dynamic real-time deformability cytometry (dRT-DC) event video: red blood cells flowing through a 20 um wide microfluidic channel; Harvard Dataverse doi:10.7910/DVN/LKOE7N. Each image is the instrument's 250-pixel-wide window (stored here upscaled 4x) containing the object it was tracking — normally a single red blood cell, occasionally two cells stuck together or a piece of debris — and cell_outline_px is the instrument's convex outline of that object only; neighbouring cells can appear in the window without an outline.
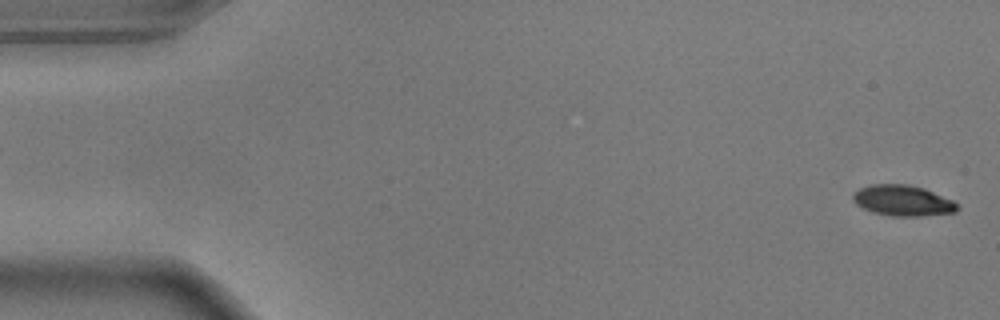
{"species": "common noctule bat (a hibernating species)", "species_latin": "Nyctalus noctula", "temperature_condition": "warm", "stored_images_in_passage": 55, "camera_frame_rate_fps": 3000, "um_per_image_px": 0.085, "animal": {"sex": "male", "body_mass_g": 17.9}, "frame": {"image": 1, "passage_image": 1, "time_ms": 0.0, "image_size_px": [1000, 320], "cell_outline_px": [[960, 208], [956, 212], [920, 216], [892, 216], [876, 212], [864, 208], [856, 204], [852, 200], [852, 192], [860, 188], [872, 184], [908, 184], [924, 188], [952, 200]], "centroid_in_image_um": [76.72, 17.04], "position_along_channel_um": 8.3, "area_um2": 18.61}}
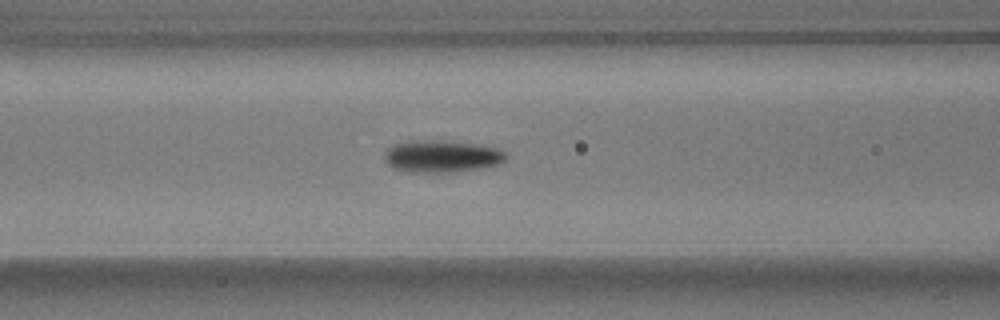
{"frame": {"image": 2, "passage_image": 22, "time_ms": 7.0, "image_size_px": [1000, 320], "cell_outline_px": [[508, 156], [504, 160], [496, 164], [476, 168], [452, 172], [416, 172], [396, 168], [388, 164], [384, 160], [384, 156], [388, 148], [396, 144], [408, 140], [444, 140], [480, 144], [496, 148], [504, 152]], "centroid_in_image_um": [37.53, 13.26], "position_along_channel_um": 129.1, "area_um2": 22.48}}
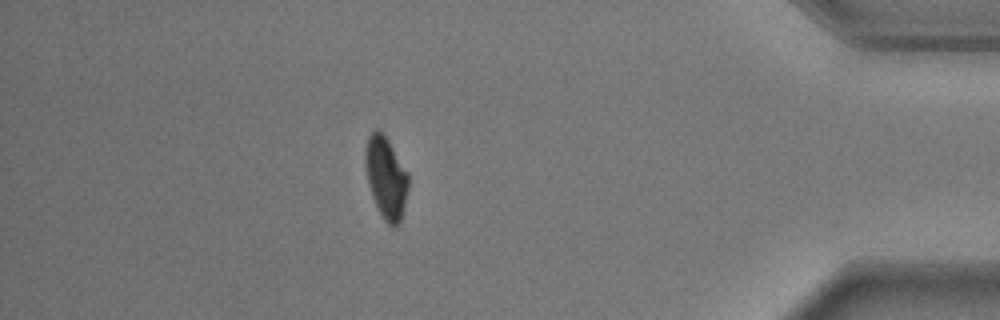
{"frame": {"image": 3, "passage_image": 48, "time_ms": 15.667, "image_size_px": [1000, 320], "cell_outline_px": [[408, 188], [400, 220], [396, 228], [392, 228], [384, 220], [372, 196], [368, 180], [364, 160], [364, 156], [368, 136], [376, 128], [380, 128], [384, 132], [408, 172]], "centroid_in_image_um": [32.81, 15.04], "position_along_channel_um": 402.4, "area_um2": 20.52}, "authors_computed_cell_mechanics": {"area_um2": 20.519, "velocity_mm_per_s": 3.6558, "shape_relaxation_time_tau1_ms": 2.2006, "shape_relaxation_time_tau2_ms": 2.3381, "deformation_change_tau1": 0.1615, "deformation_change_tau2": 0.0667}}